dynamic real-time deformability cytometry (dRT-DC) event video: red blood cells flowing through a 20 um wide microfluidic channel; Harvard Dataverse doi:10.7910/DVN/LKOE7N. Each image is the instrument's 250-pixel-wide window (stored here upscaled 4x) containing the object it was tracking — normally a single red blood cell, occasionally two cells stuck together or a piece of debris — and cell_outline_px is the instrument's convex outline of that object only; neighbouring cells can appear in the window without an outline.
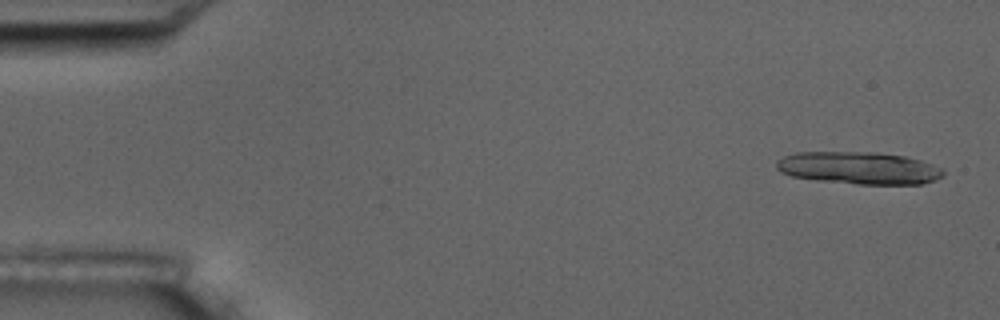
{"species": "common noctule bat (a hibernating species)", "species_latin": "Nyctalus noctula", "temperature_condition": "room temperature", "stored_images_in_passage": 6, "camera_frame_rate_fps": 3000, "um_per_image_px": 0.085, "animal": {"sex": "male", "body_mass_g": 17.5, "forearm_length_mm": 52.3}, "frame": {"image": 1, "passage_image": 1, "time_ms": 0.0, "image_size_px": [1000, 320], "cell_outline_px": [[944, 176], [936, 180], [920, 184], [856, 184], [816, 180], [792, 176], [780, 172], [776, 168], [776, 160], [784, 156], [796, 152], [876, 152], [904, 156], [920, 160], [944, 168]], "centroid_in_image_um": [73.01, 14.28], "position_along_channel_um": 12.0, "area_um2": 31.67}}